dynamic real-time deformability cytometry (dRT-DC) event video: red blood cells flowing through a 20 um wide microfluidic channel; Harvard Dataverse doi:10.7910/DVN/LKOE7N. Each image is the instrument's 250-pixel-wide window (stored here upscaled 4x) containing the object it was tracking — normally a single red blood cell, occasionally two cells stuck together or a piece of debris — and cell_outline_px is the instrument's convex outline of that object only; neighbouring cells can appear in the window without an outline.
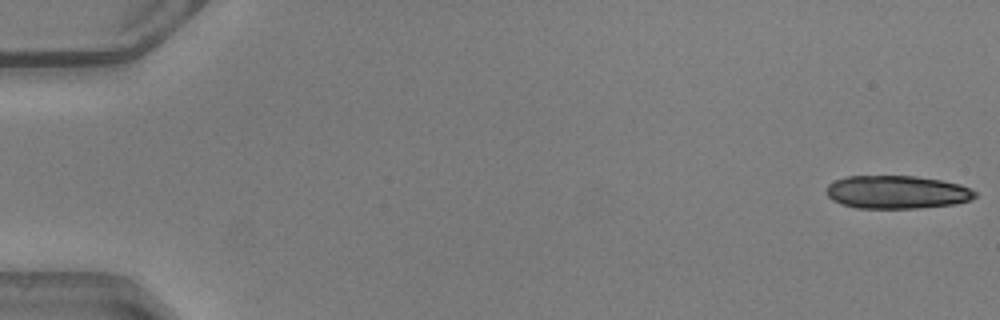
{"species": "common noctule bat (a hibernating species)", "species_latin": "Nyctalus noctula", "temperature_condition": "warm", "stored_images_in_passage": 27, "camera_frame_rate_fps": 3000, "um_per_image_px": 0.085, "animal": {"sex": "male", "body_mass_g": 20.5, "forearm_length_mm": 52.5}, "frame": {"image": 1, "passage_image": 1, "time_ms": 0.0, "image_size_px": [1000, 320], "cell_outline_px": [[976, 196], [968, 200], [956, 204], [920, 208], [856, 208], [840, 204], [832, 200], [828, 196], [828, 184], [836, 180], [848, 176], [916, 176], [940, 180], [960, 184], [976, 192]], "centroid_in_image_um": [76.23, 16.34], "position_along_channel_um": 8.8, "area_um2": 28.61}}
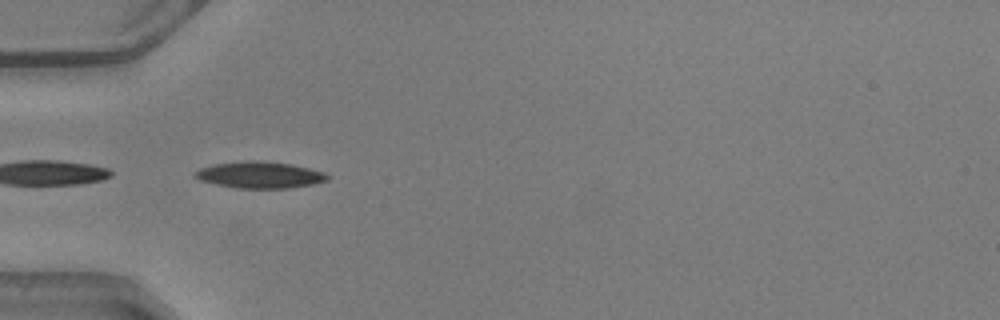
{"frame": {"image": 2, "passage_image": 17, "time_ms": 5.333, "image_size_px": [1000, 320], "cell_outline_px": [[328, 180], [312, 184], [288, 188], [236, 188], [216, 184], [200, 180], [192, 176], [200, 168], [212, 164], [244, 160], [256, 160], [292, 164], [324, 172], [328, 176]], "centroid_in_image_um": [22.04, 14.86], "position_along_channel_um": 63.0, "area_um2": 20.46}}